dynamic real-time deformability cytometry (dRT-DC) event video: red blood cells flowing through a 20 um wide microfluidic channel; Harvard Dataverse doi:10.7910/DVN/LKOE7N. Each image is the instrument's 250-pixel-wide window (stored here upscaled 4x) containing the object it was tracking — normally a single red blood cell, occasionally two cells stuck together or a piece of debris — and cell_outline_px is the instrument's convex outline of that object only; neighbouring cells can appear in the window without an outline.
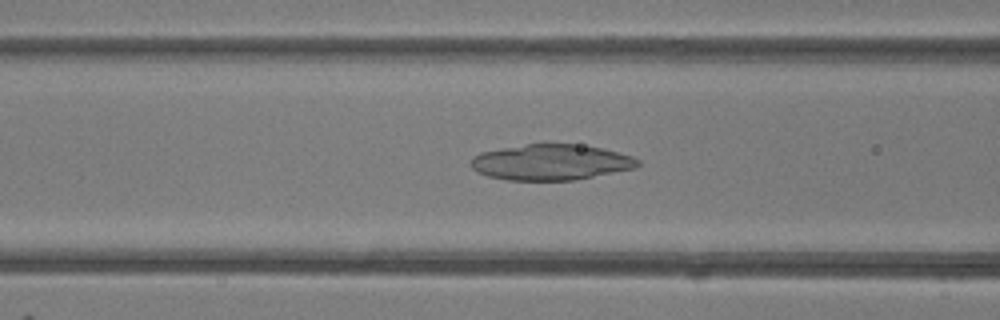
{"species": "common noctule bat (a hibernating species)", "species_latin": "Nyctalus noctula", "temperature_condition": "room temperature", "stored_images_in_passage": 48, "camera_frame_rate_fps": 3000, "um_per_image_px": 0.085, "animal": {"sex": "female"}, "frame": {"image": 1, "passage_image": 19, "time_ms": 6.0, "image_size_px": [1000, 320], "cell_outline_px": [[640, 164], [636, 168], [576, 180], [508, 180], [488, 176], [472, 168], [468, 164], [472, 156], [480, 152], [528, 144], [576, 144], [604, 148], [632, 156], [640, 160]], "centroid_in_image_um": [46.85, 13.79], "position_along_channel_um": 119.8, "area_um2": 34.85}}
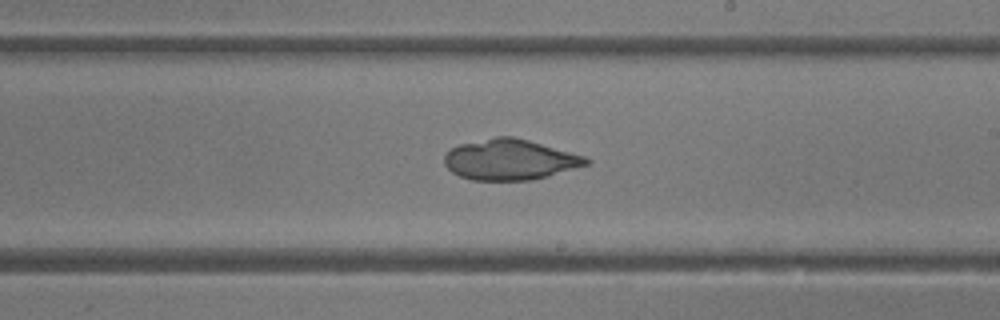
{"frame": {"image": 2, "passage_image": 28, "time_ms": 9.0, "image_size_px": [1000, 320], "cell_outline_px": [[592, 164], [548, 176], [532, 180], [472, 180], [460, 176], [452, 172], [444, 164], [444, 156], [452, 148], [460, 144], [496, 136], [512, 136], [528, 140], [584, 156], [592, 160]], "centroid_in_image_um": [43.37, 13.57], "position_along_channel_um": 245.6, "area_um2": 33.52}}
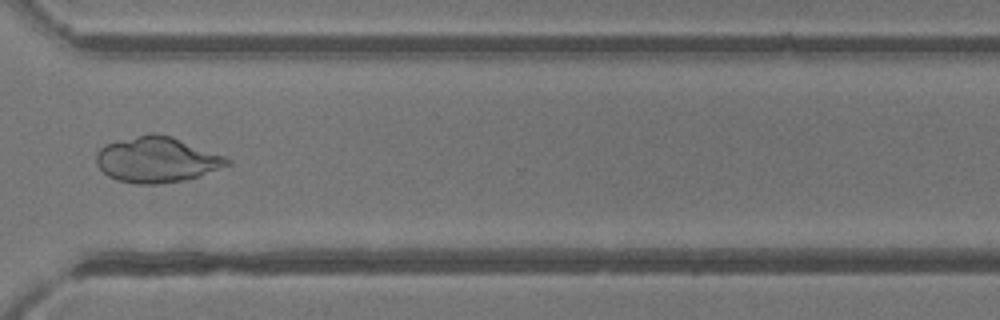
{"frame": {"image": 3, "passage_image": 36, "time_ms": 11.667, "image_size_px": [1000, 320], "cell_outline_px": [[232, 164], [200, 176], [184, 180], [156, 184], [136, 184], [116, 180], [108, 176], [96, 164], [96, 152], [104, 144], [116, 140], [140, 136], [172, 136], [224, 156], [232, 160]], "centroid_in_image_um": [13.33, 13.6], "position_along_channel_um": 357.3, "area_um2": 34.39}}